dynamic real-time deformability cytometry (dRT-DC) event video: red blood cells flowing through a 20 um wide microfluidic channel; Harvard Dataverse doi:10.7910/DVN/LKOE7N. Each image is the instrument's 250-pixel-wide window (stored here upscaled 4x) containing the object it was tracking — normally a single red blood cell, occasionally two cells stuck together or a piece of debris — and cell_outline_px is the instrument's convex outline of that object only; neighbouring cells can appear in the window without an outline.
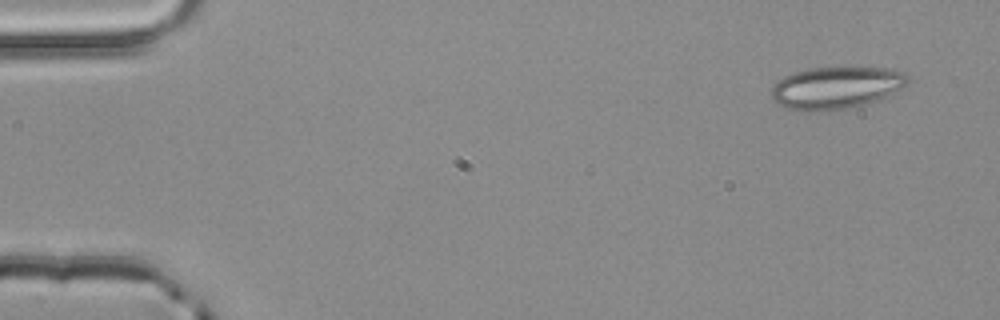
{"species": "common noctule bat (a hibernating species)", "species_latin": "Nyctalus noctula", "temperature_condition": "room temperature", "stored_images_in_passage": 4, "camera_frame_rate_fps": 3000, "um_per_image_px": 0.085, "animal": {"sex": "male", "body_mass_g": 20.4}, "frame": {"image": 1, "passage_image": 4, "time_ms": 1.0, "image_size_px": [1000, 320], "cell_outline_px": [[908, 84], [876, 100], [864, 104], [844, 108], [820, 112], [804, 112], [784, 108], [776, 104], [772, 100], [772, 84], [784, 76], [792, 72], [808, 68], [892, 68], [904, 72], [908, 76]], "centroid_in_image_um": [70.99, 7.46], "position_along_channel_um": 14.0, "area_um2": 33.64}}